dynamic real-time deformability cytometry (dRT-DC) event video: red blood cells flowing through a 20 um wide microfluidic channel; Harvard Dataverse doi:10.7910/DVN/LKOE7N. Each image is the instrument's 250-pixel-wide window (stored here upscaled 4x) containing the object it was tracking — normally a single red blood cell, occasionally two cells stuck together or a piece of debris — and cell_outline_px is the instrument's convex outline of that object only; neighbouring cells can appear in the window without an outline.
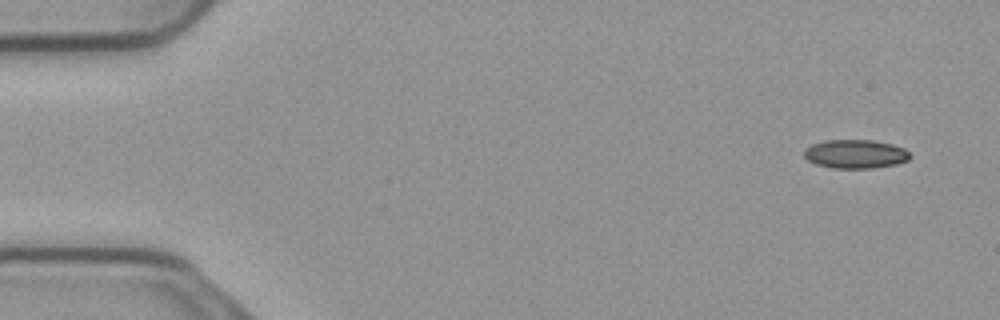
{"species": "common noctule bat (a hibernating species)", "species_latin": "Nyctalus noctula", "temperature_condition": "cold", "stored_images_in_passage": 11, "camera_frame_rate_fps": 3000, "um_per_image_px": 0.085, "animal": {"sex": "male", "body_mass_g": 23.1, "forearm_length_mm": 52.7}, "frame": {"image": 1, "passage_image": 1, "time_ms": 0.0, "image_size_px": [1000, 320], "cell_outline_px": [[912, 156], [908, 160], [896, 164], [872, 168], [832, 168], [816, 164], [808, 160], [804, 156], [804, 148], [812, 144], [824, 140], [872, 140], [892, 144], [904, 148]], "centroid_in_image_um": [72.7, 13.08], "position_along_channel_um": 12.3, "area_um2": 17.8}}